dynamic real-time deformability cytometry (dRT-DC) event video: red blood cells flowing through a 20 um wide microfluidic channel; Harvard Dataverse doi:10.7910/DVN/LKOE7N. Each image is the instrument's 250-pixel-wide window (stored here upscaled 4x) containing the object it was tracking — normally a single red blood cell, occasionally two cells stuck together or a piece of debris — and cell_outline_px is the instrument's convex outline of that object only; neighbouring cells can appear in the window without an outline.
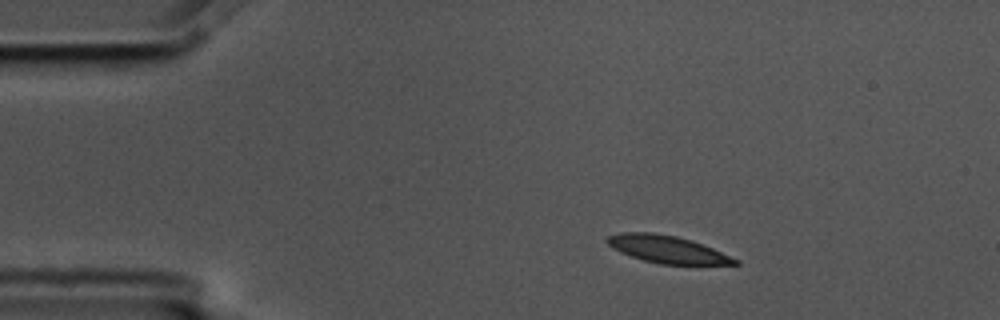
{"species": "common noctule bat (a hibernating species)", "species_latin": "Nyctalus noctula", "temperature_condition": "cold", "stored_images_in_passage": 3, "camera_frame_rate_fps": 3000, "um_per_image_px": 0.085, "animal": {"sex": "male", "body_mass_g": 17.5, "forearm_length_mm": 52.3}, "frame": {"image": 1, "passage_image": 1, "time_ms": 0.0, "image_size_px": [1000, 320], "cell_outline_px": [[740, 264], [660, 264], [644, 260], [620, 252], [612, 248], [604, 240], [608, 236], [620, 232], [652, 232], [676, 236], [692, 240], [712, 248], [740, 260]], "centroid_in_image_um": [56.69, 21.18], "position_along_channel_um": 28.3, "area_um2": 20.29}}
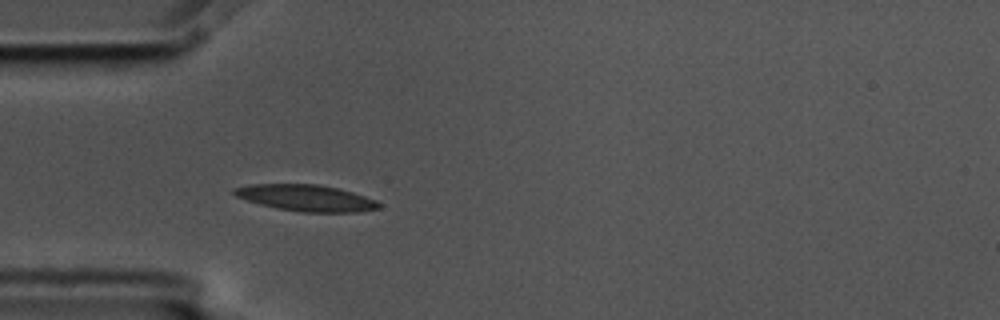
{"frame": {"image": 2, "passage_image": 3, "time_ms": 0.667, "image_size_px": [1000, 320], "cell_outline_px": [[380, 208], [360, 212], [300, 212], [276, 208], [260, 204], [236, 196], [232, 192], [232, 188], [248, 184], [316, 184], [336, 188], [352, 192], [376, 200], [380, 204]], "centroid_in_image_um": [26.0, 16.82], "position_along_channel_um": 59.0, "area_um2": 22.2}}